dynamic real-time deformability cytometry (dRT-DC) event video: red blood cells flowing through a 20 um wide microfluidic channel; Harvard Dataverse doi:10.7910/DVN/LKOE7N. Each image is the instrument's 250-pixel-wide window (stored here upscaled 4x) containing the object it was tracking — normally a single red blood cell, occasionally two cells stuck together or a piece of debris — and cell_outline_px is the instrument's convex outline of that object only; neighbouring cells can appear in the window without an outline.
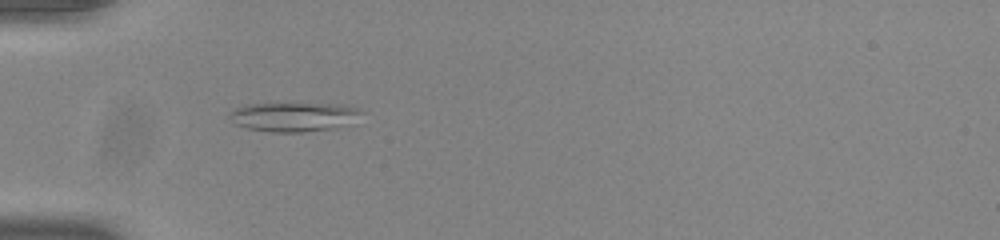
{"species": "common noctule bat (a hibernating species)", "species_latin": "Nyctalus noctula", "temperature_condition": "room temperature", "stored_images_in_passage": 40, "camera_frame_rate_fps": 3000, "um_per_image_px": 0.085, "animal": {"sex": "male", "body_mass_g": 20.0, "forearm_length_mm": 53.3}, "frame": {"image": 1, "passage_image": 4, "time_ms": 1.0, "image_size_px": [1000, 240], "cell_outline_px": [[364, 112], [352, 124], [336, 128], [304, 132], [272, 132], [248, 128], [236, 124], [228, 120], [228, 116], [232, 108], [244, 104], [300, 100], [344, 104], [360, 108]], "centroid_in_image_um": [25.01, 9.86], "position_along_channel_um": 60.0, "area_um2": 24.33}}
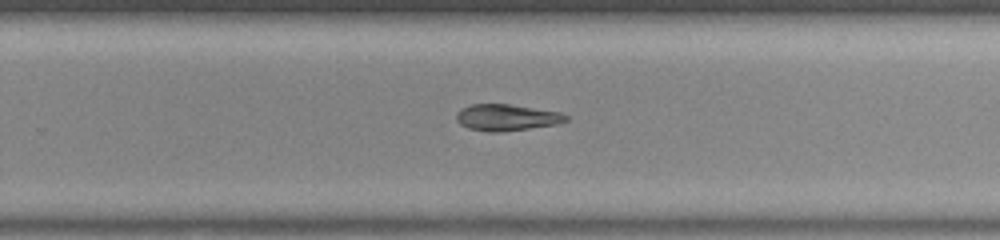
{"frame": {"image": 2, "passage_image": 22, "time_ms": 7.0, "image_size_px": [1000, 240], "cell_outline_px": [[568, 120], [556, 124], [500, 132], [488, 132], [468, 128], [460, 124], [456, 120], [456, 112], [472, 104], [508, 104], [560, 112], [568, 116]], "centroid_in_image_um": [43.04, 9.99], "position_along_channel_um": 286.8, "area_um2": 16.7}}
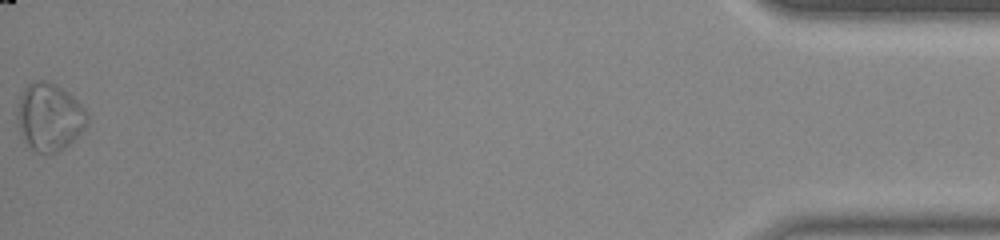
{"frame": {"image": 3, "passage_image": 40, "time_ms": 13.0, "image_size_px": [1000, 240], "cell_outline_px": [[88, 124], [64, 148], [56, 152], [36, 152], [24, 140], [20, 132], [16, 120], [20, 92], [32, 80], [44, 80], [56, 84], [68, 92], [84, 108], [88, 116]], "centroid_in_image_um": [4.17, 9.9], "position_along_channel_um": 431.0, "area_um2": 27.46}, "authors_computed_cell_mechanics": {"area_um2": 18.0625, "velocity_mm_per_s": 3.8832, "shape_relaxation_time_tau1_ms": 9.0853, "shape_relaxation_time_tau2_ms": null, "deformation_change_tau1": 0.1575, "deformation_change_tau2": null}}